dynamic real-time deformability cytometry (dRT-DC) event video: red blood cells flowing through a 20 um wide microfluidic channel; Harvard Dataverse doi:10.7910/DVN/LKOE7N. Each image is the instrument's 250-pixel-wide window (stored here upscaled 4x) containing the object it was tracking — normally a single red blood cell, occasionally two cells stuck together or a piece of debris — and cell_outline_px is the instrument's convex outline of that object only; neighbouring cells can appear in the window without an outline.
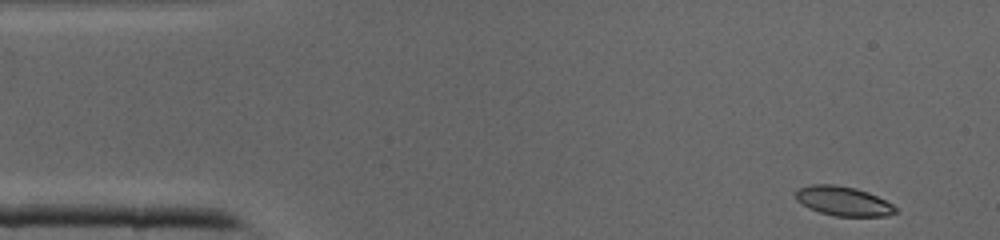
{"species": "common noctule bat (a hibernating species)", "species_latin": "Nyctalus noctula", "temperature_condition": "cold", "stored_images_in_passage": 39, "camera_frame_rate_fps": 3000, "um_per_image_px": 0.085, "animal": {"sex": "male", "body_mass_g": 19.0, "forearm_length_mm": 50.8}, "frame": {"image": 1, "passage_image": 1, "time_ms": 0.0, "image_size_px": [1000, 240], "cell_outline_px": [[896, 212], [888, 216], [836, 216], [820, 212], [808, 208], [796, 200], [796, 188], [812, 184], [832, 184], [856, 188], [868, 192], [892, 204], [896, 208]], "centroid_in_image_um": [71.64, 17.09], "position_along_channel_um": 13.4, "area_um2": 17.05}}
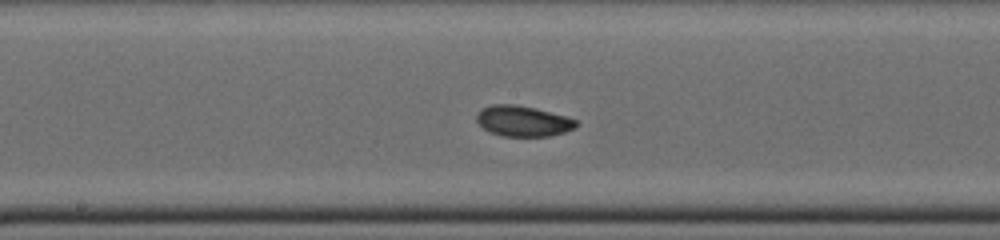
{"frame": {"image": 2, "passage_image": 19, "time_ms": 6.0, "image_size_px": [1000, 240], "cell_outline_px": [[580, 124], [576, 128], [564, 132], [548, 136], [500, 136], [488, 132], [476, 120], [476, 116], [480, 108], [492, 104], [512, 104], [536, 108], [564, 116], [576, 120]], "centroid_in_image_um": [44.43, 10.29], "position_along_channel_um": 203.8, "area_um2": 17.86}}
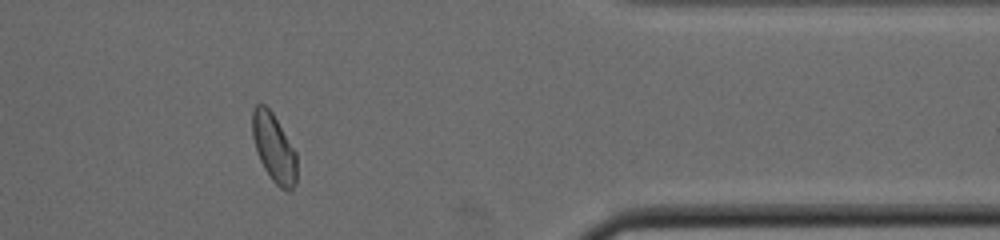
{"frame": {"image": 3, "passage_image": 32, "time_ms": 10.333, "image_size_px": [1000, 240], "cell_outline_px": [[296, 184], [288, 192], [280, 188], [272, 180], [264, 168], [260, 160], [252, 136], [252, 112], [256, 104], [264, 104], [272, 112], [296, 152]], "centroid_in_image_um": [23.28, 12.58], "position_along_channel_um": 388.1, "area_um2": 17.57}}